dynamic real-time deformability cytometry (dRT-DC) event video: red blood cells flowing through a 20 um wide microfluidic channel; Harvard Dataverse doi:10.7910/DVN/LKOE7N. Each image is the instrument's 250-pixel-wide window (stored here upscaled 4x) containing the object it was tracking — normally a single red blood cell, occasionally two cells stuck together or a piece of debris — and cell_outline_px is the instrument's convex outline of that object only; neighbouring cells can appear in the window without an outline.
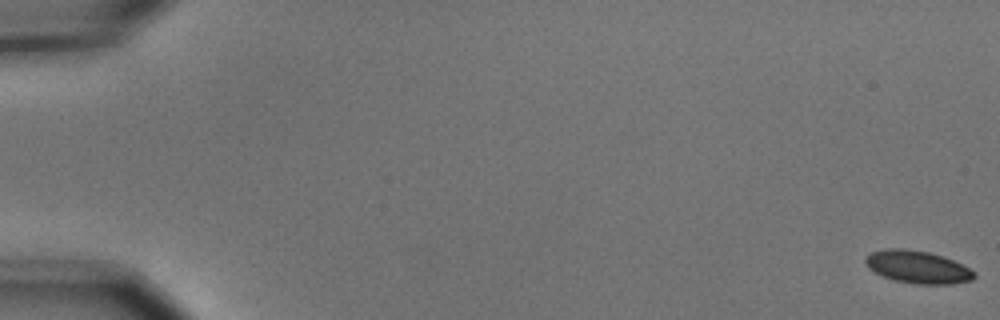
{"species": "common noctule bat (a hibernating species)", "species_latin": "Nyctalus noctula", "temperature_condition": "cold", "stored_images_in_passage": 5, "camera_frame_rate_fps": 3000, "um_per_image_px": 0.085, "animal": {"sex": "male", "body_mass_g": 15.6}, "frame": {"image": 1, "passage_image": 1, "time_ms": 0.0, "image_size_px": [1000, 320], "cell_outline_px": [[976, 276], [972, 280], [952, 284], [916, 284], [896, 280], [884, 276], [868, 268], [864, 264], [864, 260], [872, 252], [884, 248], [904, 248], [928, 252], [952, 260], [976, 272]], "centroid_in_image_um": [77.99, 22.69], "position_along_channel_um": 7.0, "area_um2": 20.46}}
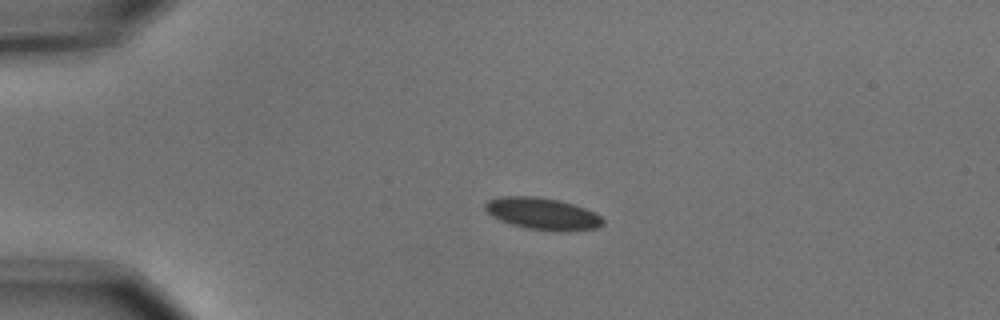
{"frame": {"image": 2, "passage_image": 4, "time_ms": 1.0, "image_size_px": [1000, 320], "cell_outline_px": [[604, 224], [596, 228], [564, 232], [528, 228], [512, 224], [500, 220], [492, 216], [484, 208], [484, 204], [488, 200], [504, 196], [536, 196], [556, 200], [572, 204], [584, 208], [600, 216], [604, 220]], "centroid_in_image_um": [46.11, 18.17], "position_along_channel_um": 38.9, "area_um2": 21.62}}